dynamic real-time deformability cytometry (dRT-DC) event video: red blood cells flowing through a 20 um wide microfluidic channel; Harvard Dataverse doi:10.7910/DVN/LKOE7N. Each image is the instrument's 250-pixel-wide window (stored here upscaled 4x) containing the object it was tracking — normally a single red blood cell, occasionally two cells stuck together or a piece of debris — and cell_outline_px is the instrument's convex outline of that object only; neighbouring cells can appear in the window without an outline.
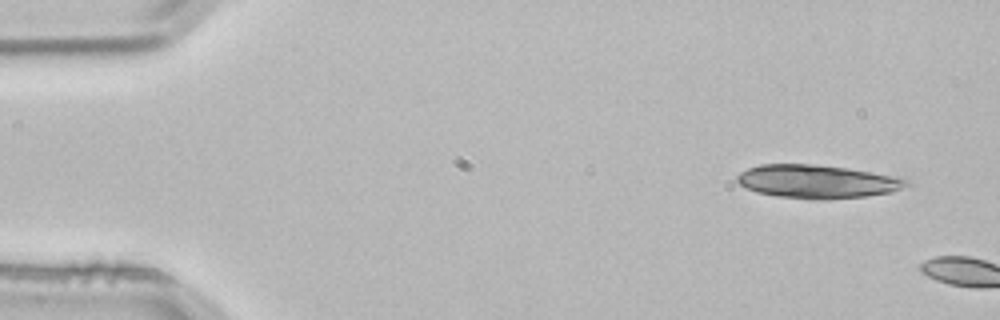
{"species": "common noctule bat (a hibernating species)", "species_latin": "Nyctalus noctula", "temperature_condition": "room temperature", "stored_images_in_passage": 2, "camera_frame_rate_fps": 3000, "um_per_image_px": 0.085, "animal": {"sex": "male", "body_mass_g": 21.5, "forearm_length_mm": 52.0}, "frame": {"image": 1, "passage_image": 1, "time_ms": 0.0, "image_size_px": [1000, 320], "cell_outline_px": [[912, 184], [892, 192], [864, 196], [828, 200], [816, 200], [776, 196], [756, 192], [740, 184], [736, 180], [736, 176], [740, 172], [748, 168], [760, 164], [812, 164], [844, 168], [904, 176], [912, 180]], "centroid_in_image_um": [69.55, 15.43], "position_along_channel_um": 15.5, "area_um2": 33.41}}